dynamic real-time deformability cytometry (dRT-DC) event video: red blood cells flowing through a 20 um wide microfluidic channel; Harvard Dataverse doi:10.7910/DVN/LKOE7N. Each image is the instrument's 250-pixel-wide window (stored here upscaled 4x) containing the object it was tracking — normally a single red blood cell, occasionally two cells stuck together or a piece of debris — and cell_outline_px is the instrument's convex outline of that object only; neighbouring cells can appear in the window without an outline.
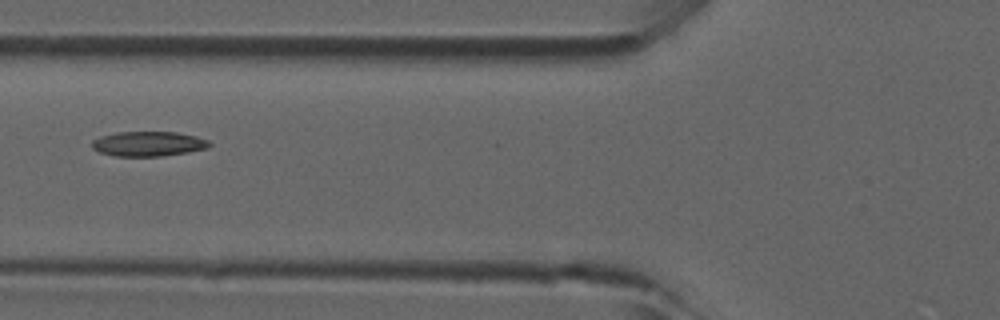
{"species": "common noctule bat (a hibernating species)", "species_latin": "Nyctalus noctula", "temperature_condition": "room temperature", "stored_images_in_passage": 32, "camera_frame_rate_fps": 3000, "um_per_image_px": 0.085, "animal": {"sex": "male", "forearm_length_mm": 52.5}, "frame": {"image": 1, "passage_image": 18, "time_ms": 5.667, "image_size_px": [1000, 320], "cell_outline_px": [[212, 144], [208, 148], [188, 152], [164, 156], [116, 156], [100, 152], [92, 148], [92, 140], [100, 136], [116, 132], [176, 132], [196, 136], [208, 140]], "centroid_in_image_um": [12.62, 12.22], "position_along_channel_um": 113.2, "area_um2": 17.05}}